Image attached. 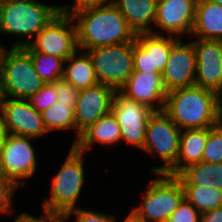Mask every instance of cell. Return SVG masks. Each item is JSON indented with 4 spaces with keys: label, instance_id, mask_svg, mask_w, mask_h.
Here are the masks:
<instances>
[{
    "label": "cell",
    "instance_id": "7c38bea8",
    "mask_svg": "<svg viewBox=\"0 0 222 222\" xmlns=\"http://www.w3.org/2000/svg\"><path fill=\"white\" fill-rule=\"evenodd\" d=\"M196 2L197 0H157L155 29L151 33H166L179 38L190 36L195 23Z\"/></svg>",
    "mask_w": 222,
    "mask_h": 222
},
{
    "label": "cell",
    "instance_id": "1f68e13d",
    "mask_svg": "<svg viewBox=\"0 0 222 222\" xmlns=\"http://www.w3.org/2000/svg\"><path fill=\"white\" fill-rule=\"evenodd\" d=\"M71 216L75 217L74 222H115V219H117L115 214H104L80 206L77 209L70 211L65 218L68 220Z\"/></svg>",
    "mask_w": 222,
    "mask_h": 222
},
{
    "label": "cell",
    "instance_id": "ac0fdd59",
    "mask_svg": "<svg viewBox=\"0 0 222 222\" xmlns=\"http://www.w3.org/2000/svg\"><path fill=\"white\" fill-rule=\"evenodd\" d=\"M120 138V126L113 113L109 112L85 129L74 146L86 154L95 143L115 148L120 143Z\"/></svg>",
    "mask_w": 222,
    "mask_h": 222
},
{
    "label": "cell",
    "instance_id": "74e56055",
    "mask_svg": "<svg viewBox=\"0 0 222 222\" xmlns=\"http://www.w3.org/2000/svg\"><path fill=\"white\" fill-rule=\"evenodd\" d=\"M117 220L115 219V222ZM122 222H146L142 217H140L133 209L130 210V213L124 218Z\"/></svg>",
    "mask_w": 222,
    "mask_h": 222
},
{
    "label": "cell",
    "instance_id": "4dcf8cb0",
    "mask_svg": "<svg viewBox=\"0 0 222 222\" xmlns=\"http://www.w3.org/2000/svg\"><path fill=\"white\" fill-rule=\"evenodd\" d=\"M20 187L0 173V215L14 212L13 195Z\"/></svg>",
    "mask_w": 222,
    "mask_h": 222
},
{
    "label": "cell",
    "instance_id": "8992f818",
    "mask_svg": "<svg viewBox=\"0 0 222 222\" xmlns=\"http://www.w3.org/2000/svg\"><path fill=\"white\" fill-rule=\"evenodd\" d=\"M181 129L164 111H154L148 119L144 153L160 158L163 165L152 167L155 174H167L176 164Z\"/></svg>",
    "mask_w": 222,
    "mask_h": 222
},
{
    "label": "cell",
    "instance_id": "9c48e42d",
    "mask_svg": "<svg viewBox=\"0 0 222 222\" xmlns=\"http://www.w3.org/2000/svg\"><path fill=\"white\" fill-rule=\"evenodd\" d=\"M33 138L7 134L0 147V173L19 187L37 171V155Z\"/></svg>",
    "mask_w": 222,
    "mask_h": 222
},
{
    "label": "cell",
    "instance_id": "5b68a950",
    "mask_svg": "<svg viewBox=\"0 0 222 222\" xmlns=\"http://www.w3.org/2000/svg\"><path fill=\"white\" fill-rule=\"evenodd\" d=\"M45 82L34 69L32 57L23 47L0 50V88L3 97L29 99Z\"/></svg>",
    "mask_w": 222,
    "mask_h": 222
},
{
    "label": "cell",
    "instance_id": "52a82bcc",
    "mask_svg": "<svg viewBox=\"0 0 222 222\" xmlns=\"http://www.w3.org/2000/svg\"><path fill=\"white\" fill-rule=\"evenodd\" d=\"M148 181V190L142 202L133 209L146 222H168L172 213L184 199V189L176 176L155 174Z\"/></svg>",
    "mask_w": 222,
    "mask_h": 222
},
{
    "label": "cell",
    "instance_id": "4fadbf2b",
    "mask_svg": "<svg viewBox=\"0 0 222 222\" xmlns=\"http://www.w3.org/2000/svg\"><path fill=\"white\" fill-rule=\"evenodd\" d=\"M0 113L7 134L38 139L48 133L42 114L33 108L28 99L3 97Z\"/></svg>",
    "mask_w": 222,
    "mask_h": 222
},
{
    "label": "cell",
    "instance_id": "83f0119b",
    "mask_svg": "<svg viewBox=\"0 0 222 222\" xmlns=\"http://www.w3.org/2000/svg\"><path fill=\"white\" fill-rule=\"evenodd\" d=\"M173 35H156L151 33L152 70L164 71L172 46L179 40Z\"/></svg>",
    "mask_w": 222,
    "mask_h": 222
},
{
    "label": "cell",
    "instance_id": "603a6c76",
    "mask_svg": "<svg viewBox=\"0 0 222 222\" xmlns=\"http://www.w3.org/2000/svg\"><path fill=\"white\" fill-rule=\"evenodd\" d=\"M176 177L182 186H205L222 190V162L201 161L184 168Z\"/></svg>",
    "mask_w": 222,
    "mask_h": 222
},
{
    "label": "cell",
    "instance_id": "f1b7e54d",
    "mask_svg": "<svg viewBox=\"0 0 222 222\" xmlns=\"http://www.w3.org/2000/svg\"><path fill=\"white\" fill-rule=\"evenodd\" d=\"M202 161L208 163L222 162V122L215 127L208 128V139Z\"/></svg>",
    "mask_w": 222,
    "mask_h": 222
},
{
    "label": "cell",
    "instance_id": "e575fe53",
    "mask_svg": "<svg viewBox=\"0 0 222 222\" xmlns=\"http://www.w3.org/2000/svg\"><path fill=\"white\" fill-rule=\"evenodd\" d=\"M111 3H114V0H74L72 4H61V11L71 15L76 11L109 5Z\"/></svg>",
    "mask_w": 222,
    "mask_h": 222
},
{
    "label": "cell",
    "instance_id": "6da1fadb",
    "mask_svg": "<svg viewBox=\"0 0 222 222\" xmlns=\"http://www.w3.org/2000/svg\"><path fill=\"white\" fill-rule=\"evenodd\" d=\"M71 16L76 25L80 50L86 51L135 40L136 34L114 3L76 11Z\"/></svg>",
    "mask_w": 222,
    "mask_h": 222
},
{
    "label": "cell",
    "instance_id": "44dd1931",
    "mask_svg": "<svg viewBox=\"0 0 222 222\" xmlns=\"http://www.w3.org/2000/svg\"><path fill=\"white\" fill-rule=\"evenodd\" d=\"M157 0H114L135 34L151 33L154 29Z\"/></svg>",
    "mask_w": 222,
    "mask_h": 222
},
{
    "label": "cell",
    "instance_id": "277c9868",
    "mask_svg": "<svg viewBox=\"0 0 222 222\" xmlns=\"http://www.w3.org/2000/svg\"><path fill=\"white\" fill-rule=\"evenodd\" d=\"M64 163L53 177L50 194L42 202V212L56 217H65L76 206L85 184V153L70 146ZM50 196V197H49Z\"/></svg>",
    "mask_w": 222,
    "mask_h": 222
},
{
    "label": "cell",
    "instance_id": "8fae6325",
    "mask_svg": "<svg viewBox=\"0 0 222 222\" xmlns=\"http://www.w3.org/2000/svg\"><path fill=\"white\" fill-rule=\"evenodd\" d=\"M111 112L120 126V142L143 150L147 122L154 111L146 105L126 97L120 91H116Z\"/></svg>",
    "mask_w": 222,
    "mask_h": 222
},
{
    "label": "cell",
    "instance_id": "ffe728a7",
    "mask_svg": "<svg viewBox=\"0 0 222 222\" xmlns=\"http://www.w3.org/2000/svg\"><path fill=\"white\" fill-rule=\"evenodd\" d=\"M190 36L204 40H222V5L197 0L195 23Z\"/></svg>",
    "mask_w": 222,
    "mask_h": 222
},
{
    "label": "cell",
    "instance_id": "60d3db41",
    "mask_svg": "<svg viewBox=\"0 0 222 222\" xmlns=\"http://www.w3.org/2000/svg\"><path fill=\"white\" fill-rule=\"evenodd\" d=\"M208 1L222 5V0H208Z\"/></svg>",
    "mask_w": 222,
    "mask_h": 222
},
{
    "label": "cell",
    "instance_id": "836d02e7",
    "mask_svg": "<svg viewBox=\"0 0 222 222\" xmlns=\"http://www.w3.org/2000/svg\"><path fill=\"white\" fill-rule=\"evenodd\" d=\"M200 218L201 213L184 198L168 222H200Z\"/></svg>",
    "mask_w": 222,
    "mask_h": 222
},
{
    "label": "cell",
    "instance_id": "7bdbcfd3",
    "mask_svg": "<svg viewBox=\"0 0 222 222\" xmlns=\"http://www.w3.org/2000/svg\"><path fill=\"white\" fill-rule=\"evenodd\" d=\"M220 100H221V113H222V94L220 95Z\"/></svg>",
    "mask_w": 222,
    "mask_h": 222
},
{
    "label": "cell",
    "instance_id": "4316f807",
    "mask_svg": "<svg viewBox=\"0 0 222 222\" xmlns=\"http://www.w3.org/2000/svg\"><path fill=\"white\" fill-rule=\"evenodd\" d=\"M133 68L139 73H161L152 70L151 61V33L136 34L133 41Z\"/></svg>",
    "mask_w": 222,
    "mask_h": 222
},
{
    "label": "cell",
    "instance_id": "8d00e7d4",
    "mask_svg": "<svg viewBox=\"0 0 222 222\" xmlns=\"http://www.w3.org/2000/svg\"><path fill=\"white\" fill-rule=\"evenodd\" d=\"M200 222H222V206L202 213Z\"/></svg>",
    "mask_w": 222,
    "mask_h": 222
},
{
    "label": "cell",
    "instance_id": "7a4b0ae2",
    "mask_svg": "<svg viewBox=\"0 0 222 222\" xmlns=\"http://www.w3.org/2000/svg\"><path fill=\"white\" fill-rule=\"evenodd\" d=\"M181 129H206L222 122L220 95L197 85L170 91L164 110Z\"/></svg>",
    "mask_w": 222,
    "mask_h": 222
},
{
    "label": "cell",
    "instance_id": "7402d4cb",
    "mask_svg": "<svg viewBox=\"0 0 222 222\" xmlns=\"http://www.w3.org/2000/svg\"><path fill=\"white\" fill-rule=\"evenodd\" d=\"M62 78L77 90L86 89L99 83L91 58L86 51L80 49L65 61Z\"/></svg>",
    "mask_w": 222,
    "mask_h": 222
},
{
    "label": "cell",
    "instance_id": "f546056e",
    "mask_svg": "<svg viewBox=\"0 0 222 222\" xmlns=\"http://www.w3.org/2000/svg\"><path fill=\"white\" fill-rule=\"evenodd\" d=\"M55 83H45L28 100L38 112H42L57 102Z\"/></svg>",
    "mask_w": 222,
    "mask_h": 222
},
{
    "label": "cell",
    "instance_id": "e0dca14e",
    "mask_svg": "<svg viewBox=\"0 0 222 222\" xmlns=\"http://www.w3.org/2000/svg\"><path fill=\"white\" fill-rule=\"evenodd\" d=\"M161 74L133 72L119 91L153 111H163L167 92Z\"/></svg>",
    "mask_w": 222,
    "mask_h": 222
},
{
    "label": "cell",
    "instance_id": "ab89813d",
    "mask_svg": "<svg viewBox=\"0 0 222 222\" xmlns=\"http://www.w3.org/2000/svg\"><path fill=\"white\" fill-rule=\"evenodd\" d=\"M67 219L65 217H57L54 222H66Z\"/></svg>",
    "mask_w": 222,
    "mask_h": 222
},
{
    "label": "cell",
    "instance_id": "ba28073f",
    "mask_svg": "<svg viewBox=\"0 0 222 222\" xmlns=\"http://www.w3.org/2000/svg\"><path fill=\"white\" fill-rule=\"evenodd\" d=\"M100 84L119 91L133 68V41L86 50Z\"/></svg>",
    "mask_w": 222,
    "mask_h": 222
},
{
    "label": "cell",
    "instance_id": "30bf717a",
    "mask_svg": "<svg viewBox=\"0 0 222 222\" xmlns=\"http://www.w3.org/2000/svg\"><path fill=\"white\" fill-rule=\"evenodd\" d=\"M28 45L36 52L66 61L79 49L73 17L60 11Z\"/></svg>",
    "mask_w": 222,
    "mask_h": 222
},
{
    "label": "cell",
    "instance_id": "9a60e30c",
    "mask_svg": "<svg viewBox=\"0 0 222 222\" xmlns=\"http://www.w3.org/2000/svg\"><path fill=\"white\" fill-rule=\"evenodd\" d=\"M180 38L171 48L168 62L162 72L166 92L195 85L196 54L193 42Z\"/></svg>",
    "mask_w": 222,
    "mask_h": 222
},
{
    "label": "cell",
    "instance_id": "b9f144b4",
    "mask_svg": "<svg viewBox=\"0 0 222 222\" xmlns=\"http://www.w3.org/2000/svg\"><path fill=\"white\" fill-rule=\"evenodd\" d=\"M2 100H3V95H2V91L0 89V111H1V106H2Z\"/></svg>",
    "mask_w": 222,
    "mask_h": 222
},
{
    "label": "cell",
    "instance_id": "d6986e66",
    "mask_svg": "<svg viewBox=\"0 0 222 222\" xmlns=\"http://www.w3.org/2000/svg\"><path fill=\"white\" fill-rule=\"evenodd\" d=\"M208 139V128L182 130L175 166L167 175L177 176L184 168L202 161Z\"/></svg>",
    "mask_w": 222,
    "mask_h": 222
},
{
    "label": "cell",
    "instance_id": "d590c367",
    "mask_svg": "<svg viewBox=\"0 0 222 222\" xmlns=\"http://www.w3.org/2000/svg\"><path fill=\"white\" fill-rule=\"evenodd\" d=\"M57 217L48 213L42 212V215L37 218L32 214L23 212L17 215L12 222H54Z\"/></svg>",
    "mask_w": 222,
    "mask_h": 222
},
{
    "label": "cell",
    "instance_id": "ee69618b",
    "mask_svg": "<svg viewBox=\"0 0 222 222\" xmlns=\"http://www.w3.org/2000/svg\"><path fill=\"white\" fill-rule=\"evenodd\" d=\"M1 40V39H0ZM2 47H4V45L1 43V41H0V50H1V48Z\"/></svg>",
    "mask_w": 222,
    "mask_h": 222
},
{
    "label": "cell",
    "instance_id": "2e32d148",
    "mask_svg": "<svg viewBox=\"0 0 222 222\" xmlns=\"http://www.w3.org/2000/svg\"><path fill=\"white\" fill-rule=\"evenodd\" d=\"M196 54L195 85L222 94V40H192Z\"/></svg>",
    "mask_w": 222,
    "mask_h": 222
},
{
    "label": "cell",
    "instance_id": "d4e9b609",
    "mask_svg": "<svg viewBox=\"0 0 222 222\" xmlns=\"http://www.w3.org/2000/svg\"><path fill=\"white\" fill-rule=\"evenodd\" d=\"M32 57L35 71L45 83H54L63 77L65 60L34 51L29 45L23 47Z\"/></svg>",
    "mask_w": 222,
    "mask_h": 222
},
{
    "label": "cell",
    "instance_id": "5bb4252c",
    "mask_svg": "<svg viewBox=\"0 0 222 222\" xmlns=\"http://www.w3.org/2000/svg\"><path fill=\"white\" fill-rule=\"evenodd\" d=\"M115 90L109 86L98 83L97 85L79 90L76 107V135L72 146H74L81 133L91 124H94L102 116L111 112Z\"/></svg>",
    "mask_w": 222,
    "mask_h": 222
},
{
    "label": "cell",
    "instance_id": "3957f363",
    "mask_svg": "<svg viewBox=\"0 0 222 222\" xmlns=\"http://www.w3.org/2000/svg\"><path fill=\"white\" fill-rule=\"evenodd\" d=\"M60 11L61 5H47L40 0H0V34L19 37L11 47H24Z\"/></svg>",
    "mask_w": 222,
    "mask_h": 222
},
{
    "label": "cell",
    "instance_id": "f35d334b",
    "mask_svg": "<svg viewBox=\"0 0 222 222\" xmlns=\"http://www.w3.org/2000/svg\"><path fill=\"white\" fill-rule=\"evenodd\" d=\"M6 135H7V133H6V129L4 126V121H3L2 115L0 113V147L3 144Z\"/></svg>",
    "mask_w": 222,
    "mask_h": 222
},
{
    "label": "cell",
    "instance_id": "484cf974",
    "mask_svg": "<svg viewBox=\"0 0 222 222\" xmlns=\"http://www.w3.org/2000/svg\"><path fill=\"white\" fill-rule=\"evenodd\" d=\"M184 198L201 214L222 206V190L205 186H183Z\"/></svg>",
    "mask_w": 222,
    "mask_h": 222
},
{
    "label": "cell",
    "instance_id": "d6a6232c",
    "mask_svg": "<svg viewBox=\"0 0 222 222\" xmlns=\"http://www.w3.org/2000/svg\"><path fill=\"white\" fill-rule=\"evenodd\" d=\"M54 83L57 102L69 104L75 110L79 90L63 78L56 80Z\"/></svg>",
    "mask_w": 222,
    "mask_h": 222
},
{
    "label": "cell",
    "instance_id": "cb8c5ba5",
    "mask_svg": "<svg viewBox=\"0 0 222 222\" xmlns=\"http://www.w3.org/2000/svg\"><path fill=\"white\" fill-rule=\"evenodd\" d=\"M41 114L48 133L52 131L68 133L70 130L76 132L75 112L69 104L56 102Z\"/></svg>",
    "mask_w": 222,
    "mask_h": 222
}]
</instances>
